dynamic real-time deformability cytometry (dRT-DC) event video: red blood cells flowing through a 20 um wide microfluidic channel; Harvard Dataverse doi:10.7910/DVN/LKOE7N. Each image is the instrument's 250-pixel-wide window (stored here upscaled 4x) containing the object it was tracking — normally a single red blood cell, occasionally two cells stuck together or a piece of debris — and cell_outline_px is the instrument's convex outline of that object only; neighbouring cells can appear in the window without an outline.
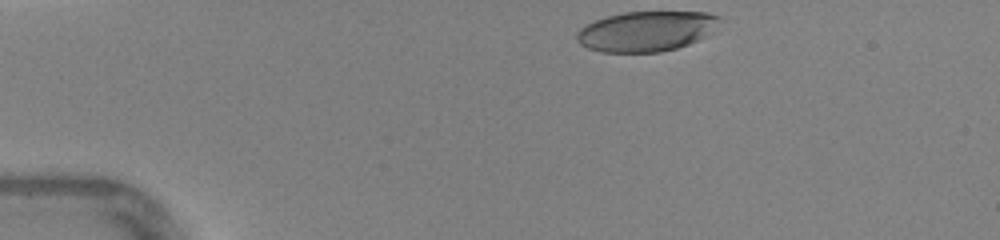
{"species": "human", "species_latin": "Homo sapiens", "temperature_condition": "warm", "stored_images_in_passage": 30, "camera_frame_rate_fps": 3000, "um_per_image_px": 0.085, "donor": {"sex": "female"}, "frame": {"image": 1, "passage_image": 1, "time_ms": 0.0, "image_size_px": [1000, 240], "cell_outline_px": [[720, 20], [704, 36], [688, 44], [676, 48], [660, 52], [600, 52], [588, 48], [580, 44], [576, 40], [576, 32], [580, 28], [596, 20], [608, 16], [624, 12], [708, 12], [720, 16]], "centroid_in_image_um": [54.88, 2.65], "position_along_channel_um": 30.1, "area_um2": 33.06}}
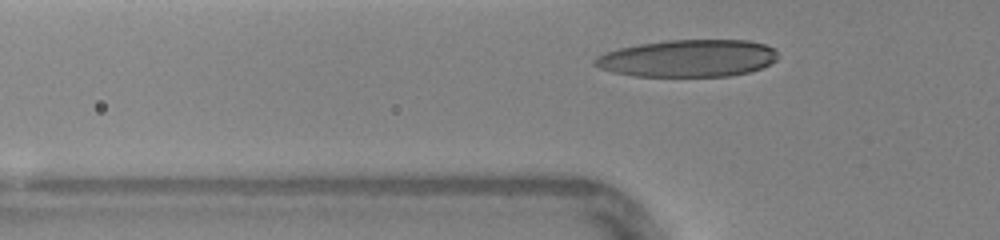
{"frame": {"image": 2, "passage_image": 8, "time_ms": 2.333, "image_size_px": [1000, 240], "cell_outline_px": [[780, 56], [776, 60], [760, 68], [748, 72], [732, 76], [636, 76], [612, 72], [600, 68], [592, 64], [592, 60], [596, 56], [604, 52], [620, 48], [640, 44], [668, 40], [748, 40], [764, 44], [776, 48]], "centroid_in_image_um": [58.48, 4.95], "position_along_channel_um": 67.3, "area_um2": 39.94}}
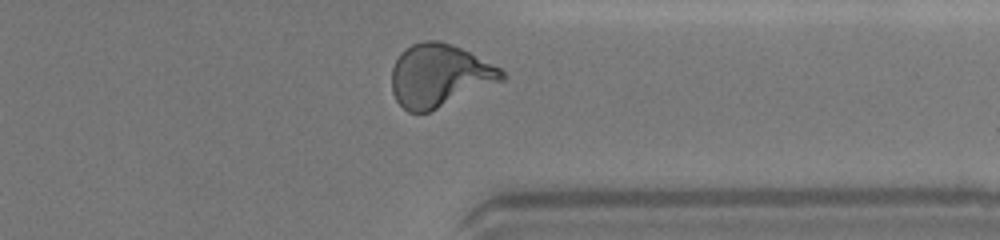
{"frame": {"image": 3, "passage_image": 29, "time_ms": 9.333, "image_size_px": [1000, 240], "cell_outline_px": [[508, 76], [504, 80], [428, 112], [408, 112], [396, 100], [392, 92], [392, 68], [400, 52], [404, 48], [412, 44], [424, 40], [440, 40], [452, 44], [500, 68]], "centroid_in_image_um": [37.33, 6.41], "position_along_channel_um": 374.1, "area_um2": 40.06}, "authors_computed_cell_mechanics": {"area_um2": 38.437, "velocity_mm_per_s": 4.4052, "shape_relaxation_time_tau1_ms": 4.2544, "shape_relaxation_time_tau2_ms": 0.7952, "deformation_change_tau1": 0.2084, "deformation_change_tau2": 0.0821}}